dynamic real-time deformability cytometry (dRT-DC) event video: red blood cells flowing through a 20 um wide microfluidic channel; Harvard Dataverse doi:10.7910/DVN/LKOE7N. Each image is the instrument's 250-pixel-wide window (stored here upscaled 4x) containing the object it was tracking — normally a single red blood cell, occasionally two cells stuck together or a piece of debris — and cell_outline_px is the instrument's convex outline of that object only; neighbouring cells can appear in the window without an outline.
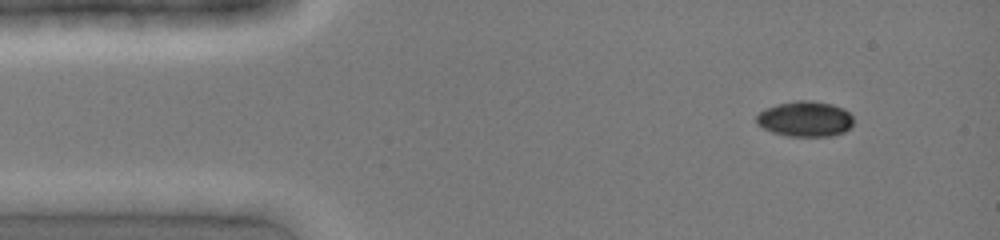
{"species": "common noctule bat (a hibernating species)", "species_latin": "Nyctalus noctula", "temperature_condition": "cold", "stored_images_in_passage": 3, "camera_frame_rate_fps": 3000, "um_per_image_px": 0.085, "animal": {"sex": "female", "body_mass_g": 19.0, "forearm_length_mm": 51.5}, "frame": {"image": 1, "passage_image": 1, "time_ms": 0.0, "image_size_px": [1000, 240], "cell_outline_px": [[852, 124], [844, 132], [832, 136], [788, 136], [772, 132], [756, 124], [756, 116], [764, 108], [796, 100], [808, 100], [832, 104], [848, 112], [852, 116]], "centroid_in_image_um": [68.41, 10.11], "position_along_channel_um": 16.6, "area_um2": 19.88}}